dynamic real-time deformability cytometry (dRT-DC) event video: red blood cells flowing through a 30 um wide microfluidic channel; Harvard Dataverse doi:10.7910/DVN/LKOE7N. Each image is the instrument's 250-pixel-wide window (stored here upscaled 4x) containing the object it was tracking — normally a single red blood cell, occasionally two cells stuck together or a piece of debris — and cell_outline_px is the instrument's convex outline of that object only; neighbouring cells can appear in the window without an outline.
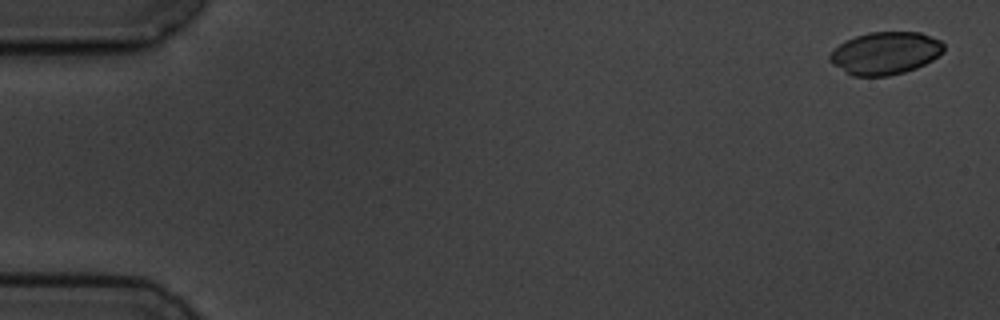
{"species": "common noctule bat (a hibernating species)", "species_latin": "Nyctalus noctula", "temperature_condition": "cold", "stored_images_in_passage": 9, "camera_frame_rate_fps": 3000, "um_per_image_px": 0.085, "animal": {"sex": "male", "body_mass_g": 19.5, "forearm_length_mm": 54.6}, "frame": {"image": 1, "passage_image": 1, "time_ms": 0.0, "image_size_px": [1000, 320], "cell_outline_px": [[944, 52], [932, 60], [916, 68], [904, 72], [888, 76], [852, 76], [832, 64], [828, 60], [828, 56], [844, 40], [868, 32], [920, 32], [940, 40], [944, 44]], "centroid_in_image_um": [75.24, 4.52], "position_along_channel_um": 9.8, "area_um2": 28.32}}
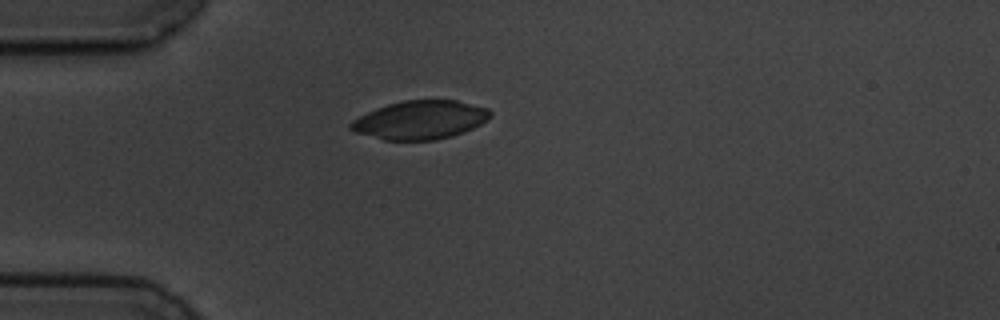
{"frame": {"image": 2, "passage_image": 4, "time_ms": 4.667, "image_size_px": [1000, 320], "cell_outline_px": [[492, 116], [488, 120], [464, 132], [452, 136], [436, 140], [384, 140], [352, 132], [348, 128], [348, 124], [352, 120], [376, 108], [388, 104], [404, 100], [456, 100], [488, 108], [492, 112]], "centroid_in_image_um": [35.7, 10.2], "position_along_channel_um": 49.3, "area_um2": 31.56}}
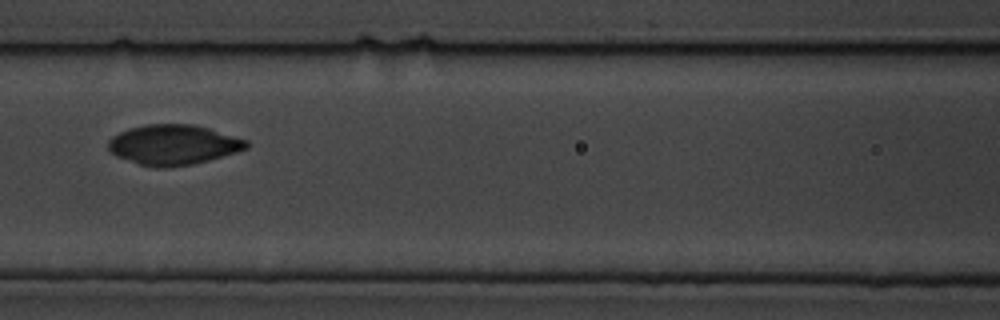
{"frame": {"image": 3, "passage_image": 7, "time_ms": 8.0, "image_size_px": [1000, 320], "cell_outline_px": [[248, 148], [236, 152], [208, 160], [192, 164], [164, 168], [156, 168], [140, 164], [116, 156], [108, 148], [108, 140], [112, 136], [128, 128], [144, 124], [192, 124], [208, 128], [248, 140]], "centroid_in_image_um": [14.72, 12.3], "position_along_channel_um": 151.9, "area_um2": 32.19}}